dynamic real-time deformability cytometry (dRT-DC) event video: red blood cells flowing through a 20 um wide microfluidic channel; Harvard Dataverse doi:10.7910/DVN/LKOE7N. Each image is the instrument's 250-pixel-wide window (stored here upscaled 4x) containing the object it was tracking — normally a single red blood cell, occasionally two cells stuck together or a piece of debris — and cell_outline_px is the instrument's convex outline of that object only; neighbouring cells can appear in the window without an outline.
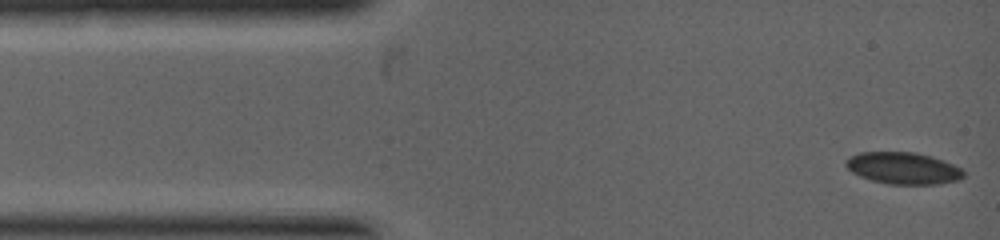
{"species": "common noctule bat (a hibernating species)", "species_latin": "Nyctalus noctula", "temperature_condition": "warm", "stored_images_in_passage": 7, "camera_frame_rate_fps": 5000, "um_per_image_px": 0.085, "animal": {"sex": "female", "body_mass_g": 19.0, "forearm_length_mm": 53.3}, "frame": {"image": 1, "passage_image": 1, "time_ms": 0.0, "image_size_px": [1000, 240], "cell_outline_px": [[964, 176], [960, 180], [936, 184], [888, 184], [872, 180], [860, 176], [852, 172], [844, 164], [852, 156], [860, 152], [912, 152], [928, 156], [952, 164], [960, 168], [964, 172]], "centroid_in_image_um": [76.77, 14.31], "position_along_channel_um": 8.2, "area_um2": 21.44}}
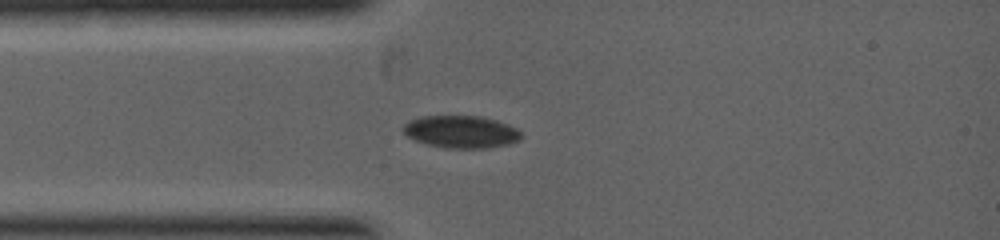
{"frame": {"image": 2, "passage_image": 5, "time_ms": 1.6, "image_size_px": [1000, 240], "cell_outline_px": [[524, 136], [508, 144], [488, 148], [448, 148], [428, 144], [416, 140], [408, 136], [404, 132], [404, 124], [420, 116], [480, 116], [496, 120], [508, 124], [516, 128]], "centroid_in_image_um": [39.22, 11.2], "position_along_channel_um": 45.8, "area_um2": 22.02}}
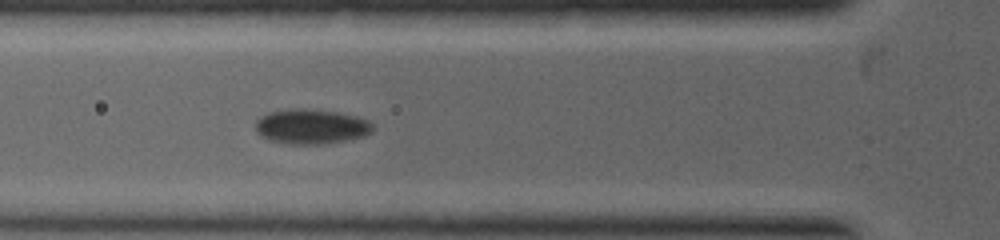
{"frame": {"image": 3, "passage_image": 7, "time_ms": 2.4, "image_size_px": [1000, 240], "cell_outline_px": [[372, 132], [364, 136], [344, 140], [320, 144], [288, 144], [268, 140], [256, 132], [256, 120], [268, 112], [292, 108], [304, 108], [340, 112], [356, 116], [368, 120], [372, 124]], "centroid_in_image_um": [26.43, 10.74], "position_along_channel_um": 99.4, "area_um2": 23.87}}